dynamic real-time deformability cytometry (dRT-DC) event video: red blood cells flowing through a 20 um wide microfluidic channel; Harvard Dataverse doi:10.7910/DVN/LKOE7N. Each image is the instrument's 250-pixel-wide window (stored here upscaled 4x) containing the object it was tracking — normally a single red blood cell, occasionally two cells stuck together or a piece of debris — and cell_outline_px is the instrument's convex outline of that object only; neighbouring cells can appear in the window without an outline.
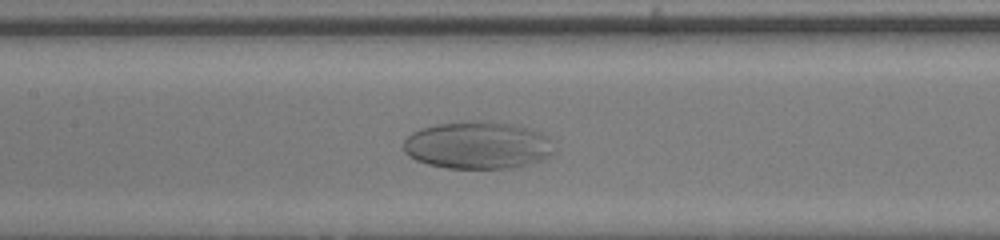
{"species": "human", "species_latin": "Homo sapiens", "temperature_condition": "room temperature", "stored_images_in_passage": 37, "camera_frame_rate_fps": 3000, "um_per_image_px": 0.085, "donor": {"sex": "male"}, "frame": {"image": 1, "passage_image": 14, "time_ms": 4.333, "image_size_px": [1000, 240], "cell_outline_px": [[552, 152], [548, 156], [540, 160], [528, 164], [508, 168], [448, 168], [428, 164], [416, 160], [408, 156], [404, 152], [404, 140], [412, 132], [420, 128], [436, 124], [460, 120], [492, 120], [512, 124], [528, 128], [540, 132], [548, 136], [552, 140]], "centroid_in_image_um": [40.57, 12.31], "position_along_channel_um": 166.8, "area_um2": 42.02}}
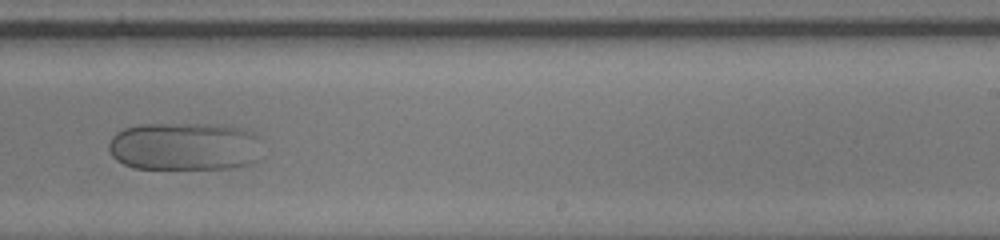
{"frame": {"image": 2, "passage_image": 22, "time_ms": 7.0, "image_size_px": [1000, 240], "cell_outline_px": [[260, 136], [256, 160], [248, 164], [232, 168], [132, 168], [116, 160], [112, 156], [108, 148], [108, 144], [112, 136], [116, 132], [124, 128], [140, 124], [208, 124], [236, 128], [252, 132]], "centroid_in_image_um": [15.62, 12.44], "position_along_channel_um": 273.4, "area_um2": 42.95}}
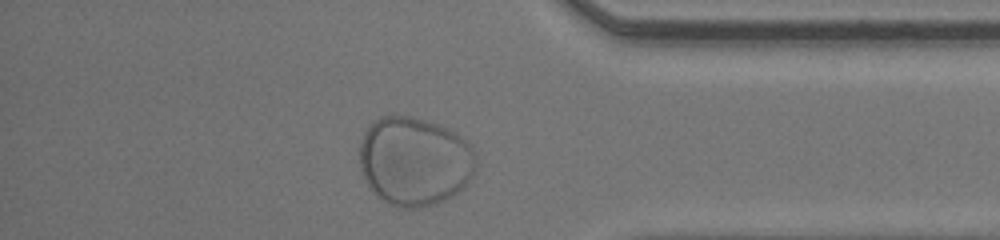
{"frame": {"image": 3, "passage_image": 32, "time_ms": 10.333, "image_size_px": [1000, 240], "cell_outline_px": [[476, 172], [468, 184], [464, 188], [452, 196], [436, 204], [416, 208], [396, 208], [380, 200], [376, 196], [368, 184], [360, 168], [360, 144], [364, 132], [372, 120], [380, 116], [412, 116], [440, 124], [456, 132], [472, 144], [476, 152]], "centroid_in_image_um": [35.27, 13.7], "position_along_channel_um": 399.9, "area_um2": 61.5}}